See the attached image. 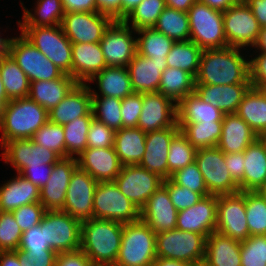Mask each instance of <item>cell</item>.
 <instances>
[{
  "label": "cell",
  "mask_w": 266,
  "mask_h": 266,
  "mask_svg": "<svg viewBox=\"0 0 266 266\" xmlns=\"http://www.w3.org/2000/svg\"><path fill=\"white\" fill-rule=\"evenodd\" d=\"M195 163L203 175L210 195H226L240 192L238 183L230 176L225 154L216 146L197 149Z\"/></svg>",
  "instance_id": "cell-11"
},
{
  "label": "cell",
  "mask_w": 266,
  "mask_h": 266,
  "mask_svg": "<svg viewBox=\"0 0 266 266\" xmlns=\"http://www.w3.org/2000/svg\"><path fill=\"white\" fill-rule=\"evenodd\" d=\"M77 83L67 74H63L58 79L30 82L28 97L49 112L65 98Z\"/></svg>",
  "instance_id": "cell-32"
},
{
  "label": "cell",
  "mask_w": 266,
  "mask_h": 266,
  "mask_svg": "<svg viewBox=\"0 0 266 266\" xmlns=\"http://www.w3.org/2000/svg\"><path fill=\"white\" fill-rule=\"evenodd\" d=\"M241 242L214 231L206 238V266H241Z\"/></svg>",
  "instance_id": "cell-30"
},
{
  "label": "cell",
  "mask_w": 266,
  "mask_h": 266,
  "mask_svg": "<svg viewBox=\"0 0 266 266\" xmlns=\"http://www.w3.org/2000/svg\"><path fill=\"white\" fill-rule=\"evenodd\" d=\"M65 13L70 12H96L95 0H61Z\"/></svg>",
  "instance_id": "cell-64"
},
{
  "label": "cell",
  "mask_w": 266,
  "mask_h": 266,
  "mask_svg": "<svg viewBox=\"0 0 266 266\" xmlns=\"http://www.w3.org/2000/svg\"><path fill=\"white\" fill-rule=\"evenodd\" d=\"M190 25V41L202 50L228 47L223 12L198 0L187 12Z\"/></svg>",
  "instance_id": "cell-5"
},
{
  "label": "cell",
  "mask_w": 266,
  "mask_h": 266,
  "mask_svg": "<svg viewBox=\"0 0 266 266\" xmlns=\"http://www.w3.org/2000/svg\"><path fill=\"white\" fill-rule=\"evenodd\" d=\"M31 140L41 147L48 148L65 158V134L63 126L48 121L37 132Z\"/></svg>",
  "instance_id": "cell-50"
},
{
  "label": "cell",
  "mask_w": 266,
  "mask_h": 266,
  "mask_svg": "<svg viewBox=\"0 0 266 266\" xmlns=\"http://www.w3.org/2000/svg\"><path fill=\"white\" fill-rule=\"evenodd\" d=\"M217 196L202 197L195 205L177 214L176 229L195 232L206 238L216 230Z\"/></svg>",
  "instance_id": "cell-21"
},
{
  "label": "cell",
  "mask_w": 266,
  "mask_h": 266,
  "mask_svg": "<svg viewBox=\"0 0 266 266\" xmlns=\"http://www.w3.org/2000/svg\"><path fill=\"white\" fill-rule=\"evenodd\" d=\"M259 138L266 144V131Z\"/></svg>",
  "instance_id": "cell-76"
},
{
  "label": "cell",
  "mask_w": 266,
  "mask_h": 266,
  "mask_svg": "<svg viewBox=\"0 0 266 266\" xmlns=\"http://www.w3.org/2000/svg\"><path fill=\"white\" fill-rule=\"evenodd\" d=\"M142 0H121V20L132 11Z\"/></svg>",
  "instance_id": "cell-71"
},
{
  "label": "cell",
  "mask_w": 266,
  "mask_h": 266,
  "mask_svg": "<svg viewBox=\"0 0 266 266\" xmlns=\"http://www.w3.org/2000/svg\"><path fill=\"white\" fill-rule=\"evenodd\" d=\"M50 249L58 253L80 249L81 222L61 210H46L39 224Z\"/></svg>",
  "instance_id": "cell-10"
},
{
  "label": "cell",
  "mask_w": 266,
  "mask_h": 266,
  "mask_svg": "<svg viewBox=\"0 0 266 266\" xmlns=\"http://www.w3.org/2000/svg\"><path fill=\"white\" fill-rule=\"evenodd\" d=\"M198 1L205 3L206 5H208L213 9L224 12L232 5H235L242 0H198Z\"/></svg>",
  "instance_id": "cell-68"
},
{
  "label": "cell",
  "mask_w": 266,
  "mask_h": 266,
  "mask_svg": "<svg viewBox=\"0 0 266 266\" xmlns=\"http://www.w3.org/2000/svg\"><path fill=\"white\" fill-rule=\"evenodd\" d=\"M127 68L133 92L152 93L158 92L162 72L167 68V63L157 62L136 53Z\"/></svg>",
  "instance_id": "cell-27"
},
{
  "label": "cell",
  "mask_w": 266,
  "mask_h": 266,
  "mask_svg": "<svg viewBox=\"0 0 266 266\" xmlns=\"http://www.w3.org/2000/svg\"><path fill=\"white\" fill-rule=\"evenodd\" d=\"M143 99L141 93L133 92L121 100L122 128L137 127L142 112Z\"/></svg>",
  "instance_id": "cell-57"
},
{
  "label": "cell",
  "mask_w": 266,
  "mask_h": 266,
  "mask_svg": "<svg viewBox=\"0 0 266 266\" xmlns=\"http://www.w3.org/2000/svg\"><path fill=\"white\" fill-rule=\"evenodd\" d=\"M92 113L94 118L114 131L122 129L121 99L99 96L92 91ZM101 97V98H100ZM99 113V114H98Z\"/></svg>",
  "instance_id": "cell-46"
},
{
  "label": "cell",
  "mask_w": 266,
  "mask_h": 266,
  "mask_svg": "<svg viewBox=\"0 0 266 266\" xmlns=\"http://www.w3.org/2000/svg\"><path fill=\"white\" fill-rule=\"evenodd\" d=\"M5 163H11L17 173L25 167L54 165L61 157L53 150L41 147L31 139H16L6 141L1 145Z\"/></svg>",
  "instance_id": "cell-18"
},
{
  "label": "cell",
  "mask_w": 266,
  "mask_h": 266,
  "mask_svg": "<svg viewBox=\"0 0 266 266\" xmlns=\"http://www.w3.org/2000/svg\"><path fill=\"white\" fill-rule=\"evenodd\" d=\"M153 28L174 42L190 41V25L186 12L166 6Z\"/></svg>",
  "instance_id": "cell-44"
},
{
  "label": "cell",
  "mask_w": 266,
  "mask_h": 266,
  "mask_svg": "<svg viewBox=\"0 0 266 266\" xmlns=\"http://www.w3.org/2000/svg\"><path fill=\"white\" fill-rule=\"evenodd\" d=\"M258 191L266 199V183Z\"/></svg>",
  "instance_id": "cell-75"
},
{
  "label": "cell",
  "mask_w": 266,
  "mask_h": 266,
  "mask_svg": "<svg viewBox=\"0 0 266 266\" xmlns=\"http://www.w3.org/2000/svg\"><path fill=\"white\" fill-rule=\"evenodd\" d=\"M178 210L171 202L168 190L161 185L140 209V219L156 234L176 229Z\"/></svg>",
  "instance_id": "cell-23"
},
{
  "label": "cell",
  "mask_w": 266,
  "mask_h": 266,
  "mask_svg": "<svg viewBox=\"0 0 266 266\" xmlns=\"http://www.w3.org/2000/svg\"><path fill=\"white\" fill-rule=\"evenodd\" d=\"M152 266H193V264L157 257Z\"/></svg>",
  "instance_id": "cell-70"
},
{
  "label": "cell",
  "mask_w": 266,
  "mask_h": 266,
  "mask_svg": "<svg viewBox=\"0 0 266 266\" xmlns=\"http://www.w3.org/2000/svg\"><path fill=\"white\" fill-rule=\"evenodd\" d=\"M114 182L119 190L141 209L163 184V179L139 165H126L122 166Z\"/></svg>",
  "instance_id": "cell-16"
},
{
  "label": "cell",
  "mask_w": 266,
  "mask_h": 266,
  "mask_svg": "<svg viewBox=\"0 0 266 266\" xmlns=\"http://www.w3.org/2000/svg\"><path fill=\"white\" fill-rule=\"evenodd\" d=\"M46 212V209L40 202L23 205L12 214L23 232L33 228L41 223V220Z\"/></svg>",
  "instance_id": "cell-55"
},
{
  "label": "cell",
  "mask_w": 266,
  "mask_h": 266,
  "mask_svg": "<svg viewBox=\"0 0 266 266\" xmlns=\"http://www.w3.org/2000/svg\"><path fill=\"white\" fill-rule=\"evenodd\" d=\"M193 266H206L204 263H201V264H196V265H193Z\"/></svg>",
  "instance_id": "cell-79"
},
{
  "label": "cell",
  "mask_w": 266,
  "mask_h": 266,
  "mask_svg": "<svg viewBox=\"0 0 266 266\" xmlns=\"http://www.w3.org/2000/svg\"><path fill=\"white\" fill-rule=\"evenodd\" d=\"M123 224L105 219L81 222L80 249L95 266H114L122 240Z\"/></svg>",
  "instance_id": "cell-2"
},
{
  "label": "cell",
  "mask_w": 266,
  "mask_h": 266,
  "mask_svg": "<svg viewBox=\"0 0 266 266\" xmlns=\"http://www.w3.org/2000/svg\"><path fill=\"white\" fill-rule=\"evenodd\" d=\"M0 266H23L19 251H0Z\"/></svg>",
  "instance_id": "cell-67"
},
{
  "label": "cell",
  "mask_w": 266,
  "mask_h": 266,
  "mask_svg": "<svg viewBox=\"0 0 266 266\" xmlns=\"http://www.w3.org/2000/svg\"><path fill=\"white\" fill-rule=\"evenodd\" d=\"M258 136L236 113L224 114L217 147L224 153L244 152Z\"/></svg>",
  "instance_id": "cell-29"
},
{
  "label": "cell",
  "mask_w": 266,
  "mask_h": 266,
  "mask_svg": "<svg viewBox=\"0 0 266 266\" xmlns=\"http://www.w3.org/2000/svg\"><path fill=\"white\" fill-rule=\"evenodd\" d=\"M43 249H50V246L45 241L44 233H42L39 225L23 232L18 251L38 253L43 252Z\"/></svg>",
  "instance_id": "cell-58"
},
{
  "label": "cell",
  "mask_w": 266,
  "mask_h": 266,
  "mask_svg": "<svg viewBox=\"0 0 266 266\" xmlns=\"http://www.w3.org/2000/svg\"><path fill=\"white\" fill-rule=\"evenodd\" d=\"M197 0H165V4L167 7L174 8L178 11L188 12L189 8L196 2Z\"/></svg>",
  "instance_id": "cell-69"
},
{
  "label": "cell",
  "mask_w": 266,
  "mask_h": 266,
  "mask_svg": "<svg viewBox=\"0 0 266 266\" xmlns=\"http://www.w3.org/2000/svg\"><path fill=\"white\" fill-rule=\"evenodd\" d=\"M37 202H40V189L19 173L0 187L2 212H12L23 205Z\"/></svg>",
  "instance_id": "cell-31"
},
{
  "label": "cell",
  "mask_w": 266,
  "mask_h": 266,
  "mask_svg": "<svg viewBox=\"0 0 266 266\" xmlns=\"http://www.w3.org/2000/svg\"><path fill=\"white\" fill-rule=\"evenodd\" d=\"M98 83L101 96L124 99L133 93L130 75L127 67L107 66L101 72L96 73L89 81Z\"/></svg>",
  "instance_id": "cell-37"
},
{
  "label": "cell",
  "mask_w": 266,
  "mask_h": 266,
  "mask_svg": "<svg viewBox=\"0 0 266 266\" xmlns=\"http://www.w3.org/2000/svg\"><path fill=\"white\" fill-rule=\"evenodd\" d=\"M202 51L193 41L174 42L170 52L167 54V67L179 68L196 77Z\"/></svg>",
  "instance_id": "cell-43"
},
{
  "label": "cell",
  "mask_w": 266,
  "mask_h": 266,
  "mask_svg": "<svg viewBox=\"0 0 266 266\" xmlns=\"http://www.w3.org/2000/svg\"><path fill=\"white\" fill-rule=\"evenodd\" d=\"M71 77L78 83L88 82L107 67L100 43H72Z\"/></svg>",
  "instance_id": "cell-26"
},
{
  "label": "cell",
  "mask_w": 266,
  "mask_h": 266,
  "mask_svg": "<svg viewBox=\"0 0 266 266\" xmlns=\"http://www.w3.org/2000/svg\"><path fill=\"white\" fill-rule=\"evenodd\" d=\"M0 77L9 100L28 97L30 80L7 51L0 57Z\"/></svg>",
  "instance_id": "cell-38"
},
{
  "label": "cell",
  "mask_w": 266,
  "mask_h": 266,
  "mask_svg": "<svg viewBox=\"0 0 266 266\" xmlns=\"http://www.w3.org/2000/svg\"><path fill=\"white\" fill-rule=\"evenodd\" d=\"M54 165L25 167L19 174L28 179L39 189H41L49 180Z\"/></svg>",
  "instance_id": "cell-62"
},
{
  "label": "cell",
  "mask_w": 266,
  "mask_h": 266,
  "mask_svg": "<svg viewBox=\"0 0 266 266\" xmlns=\"http://www.w3.org/2000/svg\"><path fill=\"white\" fill-rule=\"evenodd\" d=\"M7 50H0V57L6 52Z\"/></svg>",
  "instance_id": "cell-78"
},
{
  "label": "cell",
  "mask_w": 266,
  "mask_h": 266,
  "mask_svg": "<svg viewBox=\"0 0 266 266\" xmlns=\"http://www.w3.org/2000/svg\"><path fill=\"white\" fill-rule=\"evenodd\" d=\"M206 237L202 234L169 230L156 234V257L189 264H201L205 257Z\"/></svg>",
  "instance_id": "cell-6"
},
{
  "label": "cell",
  "mask_w": 266,
  "mask_h": 266,
  "mask_svg": "<svg viewBox=\"0 0 266 266\" xmlns=\"http://www.w3.org/2000/svg\"><path fill=\"white\" fill-rule=\"evenodd\" d=\"M156 258V233L141 219L123 224L114 266H152Z\"/></svg>",
  "instance_id": "cell-4"
},
{
  "label": "cell",
  "mask_w": 266,
  "mask_h": 266,
  "mask_svg": "<svg viewBox=\"0 0 266 266\" xmlns=\"http://www.w3.org/2000/svg\"><path fill=\"white\" fill-rule=\"evenodd\" d=\"M36 4L34 14L23 7L24 20L18 21L19 27L57 26L61 24L65 14L61 0H37Z\"/></svg>",
  "instance_id": "cell-42"
},
{
  "label": "cell",
  "mask_w": 266,
  "mask_h": 266,
  "mask_svg": "<svg viewBox=\"0 0 266 266\" xmlns=\"http://www.w3.org/2000/svg\"><path fill=\"white\" fill-rule=\"evenodd\" d=\"M196 149L179 132L170 143L168 159V179L175 171L185 168L195 161Z\"/></svg>",
  "instance_id": "cell-49"
},
{
  "label": "cell",
  "mask_w": 266,
  "mask_h": 266,
  "mask_svg": "<svg viewBox=\"0 0 266 266\" xmlns=\"http://www.w3.org/2000/svg\"><path fill=\"white\" fill-rule=\"evenodd\" d=\"M244 162L243 152L225 154L226 167L230 176L238 183L240 191H244Z\"/></svg>",
  "instance_id": "cell-59"
},
{
  "label": "cell",
  "mask_w": 266,
  "mask_h": 266,
  "mask_svg": "<svg viewBox=\"0 0 266 266\" xmlns=\"http://www.w3.org/2000/svg\"><path fill=\"white\" fill-rule=\"evenodd\" d=\"M146 133L139 127L115 131L114 149L122 166L138 165L146 151Z\"/></svg>",
  "instance_id": "cell-34"
},
{
  "label": "cell",
  "mask_w": 266,
  "mask_h": 266,
  "mask_svg": "<svg viewBox=\"0 0 266 266\" xmlns=\"http://www.w3.org/2000/svg\"><path fill=\"white\" fill-rule=\"evenodd\" d=\"M260 53L249 61L250 81L251 86L266 88V52Z\"/></svg>",
  "instance_id": "cell-61"
},
{
  "label": "cell",
  "mask_w": 266,
  "mask_h": 266,
  "mask_svg": "<svg viewBox=\"0 0 266 266\" xmlns=\"http://www.w3.org/2000/svg\"><path fill=\"white\" fill-rule=\"evenodd\" d=\"M236 114L260 137L266 131V90L250 86L245 92Z\"/></svg>",
  "instance_id": "cell-33"
},
{
  "label": "cell",
  "mask_w": 266,
  "mask_h": 266,
  "mask_svg": "<svg viewBox=\"0 0 266 266\" xmlns=\"http://www.w3.org/2000/svg\"><path fill=\"white\" fill-rule=\"evenodd\" d=\"M162 185L168 190L171 202L178 212L190 208L203 197L200 193L192 191L185 186H178L170 179L163 180Z\"/></svg>",
  "instance_id": "cell-54"
},
{
  "label": "cell",
  "mask_w": 266,
  "mask_h": 266,
  "mask_svg": "<svg viewBox=\"0 0 266 266\" xmlns=\"http://www.w3.org/2000/svg\"><path fill=\"white\" fill-rule=\"evenodd\" d=\"M114 20L100 12L65 13L61 28L71 43H100L103 33Z\"/></svg>",
  "instance_id": "cell-15"
},
{
  "label": "cell",
  "mask_w": 266,
  "mask_h": 266,
  "mask_svg": "<svg viewBox=\"0 0 266 266\" xmlns=\"http://www.w3.org/2000/svg\"><path fill=\"white\" fill-rule=\"evenodd\" d=\"M252 10L261 28L266 27V0H244Z\"/></svg>",
  "instance_id": "cell-66"
},
{
  "label": "cell",
  "mask_w": 266,
  "mask_h": 266,
  "mask_svg": "<svg viewBox=\"0 0 266 266\" xmlns=\"http://www.w3.org/2000/svg\"><path fill=\"white\" fill-rule=\"evenodd\" d=\"M8 101H9V99L7 98L6 91H5V88L3 85V81L0 77V102L3 105H5Z\"/></svg>",
  "instance_id": "cell-73"
},
{
  "label": "cell",
  "mask_w": 266,
  "mask_h": 266,
  "mask_svg": "<svg viewBox=\"0 0 266 266\" xmlns=\"http://www.w3.org/2000/svg\"><path fill=\"white\" fill-rule=\"evenodd\" d=\"M7 40L6 38H0V50H7Z\"/></svg>",
  "instance_id": "cell-74"
},
{
  "label": "cell",
  "mask_w": 266,
  "mask_h": 266,
  "mask_svg": "<svg viewBox=\"0 0 266 266\" xmlns=\"http://www.w3.org/2000/svg\"><path fill=\"white\" fill-rule=\"evenodd\" d=\"M7 52L25 72L30 82L58 79L64 74L22 34L8 38Z\"/></svg>",
  "instance_id": "cell-9"
},
{
  "label": "cell",
  "mask_w": 266,
  "mask_h": 266,
  "mask_svg": "<svg viewBox=\"0 0 266 266\" xmlns=\"http://www.w3.org/2000/svg\"><path fill=\"white\" fill-rule=\"evenodd\" d=\"M140 37H136L137 54L151 58L157 62H166L174 41L157 31L153 27L142 28L135 31Z\"/></svg>",
  "instance_id": "cell-39"
},
{
  "label": "cell",
  "mask_w": 266,
  "mask_h": 266,
  "mask_svg": "<svg viewBox=\"0 0 266 266\" xmlns=\"http://www.w3.org/2000/svg\"><path fill=\"white\" fill-rule=\"evenodd\" d=\"M142 112L137 127L144 133L173 126L177 122V104L159 92L143 93Z\"/></svg>",
  "instance_id": "cell-19"
},
{
  "label": "cell",
  "mask_w": 266,
  "mask_h": 266,
  "mask_svg": "<svg viewBox=\"0 0 266 266\" xmlns=\"http://www.w3.org/2000/svg\"><path fill=\"white\" fill-rule=\"evenodd\" d=\"M180 132L177 122L168 128L146 133V151L138 164L157 174L163 180L168 179V155L171 140Z\"/></svg>",
  "instance_id": "cell-20"
},
{
  "label": "cell",
  "mask_w": 266,
  "mask_h": 266,
  "mask_svg": "<svg viewBox=\"0 0 266 266\" xmlns=\"http://www.w3.org/2000/svg\"><path fill=\"white\" fill-rule=\"evenodd\" d=\"M216 230L237 241L250 236L246 219L245 191L217 196Z\"/></svg>",
  "instance_id": "cell-13"
},
{
  "label": "cell",
  "mask_w": 266,
  "mask_h": 266,
  "mask_svg": "<svg viewBox=\"0 0 266 266\" xmlns=\"http://www.w3.org/2000/svg\"><path fill=\"white\" fill-rule=\"evenodd\" d=\"M21 34L50 59L64 74L71 76L72 43L60 25L20 27Z\"/></svg>",
  "instance_id": "cell-7"
},
{
  "label": "cell",
  "mask_w": 266,
  "mask_h": 266,
  "mask_svg": "<svg viewBox=\"0 0 266 266\" xmlns=\"http://www.w3.org/2000/svg\"><path fill=\"white\" fill-rule=\"evenodd\" d=\"M97 184L92 176L77 167L71 176L61 211L80 222L92 219L93 198Z\"/></svg>",
  "instance_id": "cell-17"
},
{
  "label": "cell",
  "mask_w": 266,
  "mask_h": 266,
  "mask_svg": "<svg viewBox=\"0 0 266 266\" xmlns=\"http://www.w3.org/2000/svg\"><path fill=\"white\" fill-rule=\"evenodd\" d=\"M77 167L76 157L60 158L54 164L49 180L40 189V203L46 210L63 208L71 176Z\"/></svg>",
  "instance_id": "cell-22"
},
{
  "label": "cell",
  "mask_w": 266,
  "mask_h": 266,
  "mask_svg": "<svg viewBox=\"0 0 266 266\" xmlns=\"http://www.w3.org/2000/svg\"><path fill=\"white\" fill-rule=\"evenodd\" d=\"M19 252L23 266H55L57 253L51 249H43V252L38 253Z\"/></svg>",
  "instance_id": "cell-60"
},
{
  "label": "cell",
  "mask_w": 266,
  "mask_h": 266,
  "mask_svg": "<svg viewBox=\"0 0 266 266\" xmlns=\"http://www.w3.org/2000/svg\"><path fill=\"white\" fill-rule=\"evenodd\" d=\"M92 110L83 117L63 125L65 134V158L79 156L87 148V134L92 119Z\"/></svg>",
  "instance_id": "cell-45"
},
{
  "label": "cell",
  "mask_w": 266,
  "mask_h": 266,
  "mask_svg": "<svg viewBox=\"0 0 266 266\" xmlns=\"http://www.w3.org/2000/svg\"><path fill=\"white\" fill-rule=\"evenodd\" d=\"M115 131L104 123L92 119L87 134V148H107L114 146Z\"/></svg>",
  "instance_id": "cell-56"
},
{
  "label": "cell",
  "mask_w": 266,
  "mask_h": 266,
  "mask_svg": "<svg viewBox=\"0 0 266 266\" xmlns=\"http://www.w3.org/2000/svg\"><path fill=\"white\" fill-rule=\"evenodd\" d=\"M129 25L114 20L103 33L100 45L109 67H127L137 53L136 38L132 37Z\"/></svg>",
  "instance_id": "cell-14"
},
{
  "label": "cell",
  "mask_w": 266,
  "mask_h": 266,
  "mask_svg": "<svg viewBox=\"0 0 266 266\" xmlns=\"http://www.w3.org/2000/svg\"><path fill=\"white\" fill-rule=\"evenodd\" d=\"M97 12L110 16L113 20H121V0H95Z\"/></svg>",
  "instance_id": "cell-65"
},
{
  "label": "cell",
  "mask_w": 266,
  "mask_h": 266,
  "mask_svg": "<svg viewBox=\"0 0 266 266\" xmlns=\"http://www.w3.org/2000/svg\"><path fill=\"white\" fill-rule=\"evenodd\" d=\"M180 132L197 150L216 147L222 131V122L177 123Z\"/></svg>",
  "instance_id": "cell-41"
},
{
  "label": "cell",
  "mask_w": 266,
  "mask_h": 266,
  "mask_svg": "<svg viewBox=\"0 0 266 266\" xmlns=\"http://www.w3.org/2000/svg\"><path fill=\"white\" fill-rule=\"evenodd\" d=\"M76 159L78 167L97 182L114 181L122 168L114 147L86 148Z\"/></svg>",
  "instance_id": "cell-24"
},
{
  "label": "cell",
  "mask_w": 266,
  "mask_h": 266,
  "mask_svg": "<svg viewBox=\"0 0 266 266\" xmlns=\"http://www.w3.org/2000/svg\"><path fill=\"white\" fill-rule=\"evenodd\" d=\"M195 84H251L249 61L240 54L239 48L205 49L201 53Z\"/></svg>",
  "instance_id": "cell-1"
},
{
  "label": "cell",
  "mask_w": 266,
  "mask_h": 266,
  "mask_svg": "<svg viewBox=\"0 0 266 266\" xmlns=\"http://www.w3.org/2000/svg\"><path fill=\"white\" fill-rule=\"evenodd\" d=\"M254 47L261 52H266V27L261 28L259 38Z\"/></svg>",
  "instance_id": "cell-72"
},
{
  "label": "cell",
  "mask_w": 266,
  "mask_h": 266,
  "mask_svg": "<svg viewBox=\"0 0 266 266\" xmlns=\"http://www.w3.org/2000/svg\"><path fill=\"white\" fill-rule=\"evenodd\" d=\"M22 234L12 212L0 211V251H18Z\"/></svg>",
  "instance_id": "cell-52"
},
{
  "label": "cell",
  "mask_w": 266,
  "mask_h": 266,
  "mask_svg": "<svg viewBox=\"0 0 266 266\" xmlns=\"http://www.w3.org/2000/svg\"><path fill=\"white\" fill-rule=\"evenodd\" d=\"M165 7V0H142L122 21L126 25H129L131 21L132 25L130 27L135 31L142 28H151L154 27Z\"/></svg>",
  "instance_id": "cell-47"
},
{
  "label": "cell",
  "mask_w": 266,
  "mask_h": 266,
  "mask_svg": "<svg viewBox=\"0 0 266 266\" xmlns=\"http://www.w3.org/2000/svg\"><path fill=\"white\" fill-rule=\"evenodd\" d=\"M251 84L205 85L195 84L194 92L199 98L223 114L236 113L238 106Z\"/></svg>",
  "instance_id": "cell-28"
},
{
  "label": "cell",
  "mask_w": 266,
  "mask_h": 266,
  "mask_svg": "<svg viewBox=\"0 0 266 266\" xmlns=\"http://www.w3.org/2000/svg\"><path fill=\"white\" fill-rule=\"evenodd\" d=\"M92 110L91 88L86 83H77L65 98L51 111L49 121L65 125L75 118L86 116Z\"/></svg>",
  "instance_id": "cell-25"
},
{
  "label": "cell",
  "mask_w": 266,
  "mask_h": 266,
  "mask_svg": "<svg viewBox=\"0 0 266 266\" xmlns=\"http://www.w3.org/2000/svg\"><path fill=\"white\" fill-rule=\"evenodd\" d=\"M169 179L178 186H185L192 191L200 193L203 197L210 195L205 185L203 175L198 169L195 161L185 168L175 171L171 174Z\"/></svg>",
  "instance_id": "cell-53"
},
{
  "label": "cell",
  "mask_w": 266,
  "mask_h": 266,
  "mask_svg": "<svg viewBox=\"0 0 266 266\" xmlns=\"http://www.w3.org/2000/svg\"><path fill=\"white\" fill-rule=\"evenodd\" d=\"M224 114L193 92L177 103V123L222 122Z\"/></svg>",
  "instance_id": "cell-36"
},
{
  "label": "cell",
  "mask_w": 266,
  "mask_h": 266,
  "mask_svg": "<svg viewBox=\"0 0 266 266\" xmlns=\"http://www.w3.org/2000/svg\"><path fill=\"white\" fill-rule=\"evenodd\" d=\"M245 209L250 236L266 235V199L259 191H245Z\"/></svg>",
  "instance_id": "cell-48"
},
{
  "label": "cell",
  "mask_w": 266,
  "mask_h": 266,
  "mask_svg": "<svg viewBox=\"0 0 266 266\" xmlns=\"http://www.w3.org/2000/svg\"><path fill=\"white\" fill-rule=\"evenodd\" d=\"M223 21L228 46L239 49L255 46L261 26L244 0L224 11Z\"/></svg>",
  "instance_id": "cell-12"
},
{
  "label": "cell",
  "mask_w": 266,
  "mask_h": 266,
  "mask_svg": "<svg viewBox=\"0 0 266 266\" xmlns=\"http://www.w3.org/2000/svg\"><path fill=\"white\" fill-rule=\"evenodd\" d=\"M3 108H4V105L0 102V122L2 119Z\"/></svg>",
  "instance_id": "cell-77"
},
{
  "label": "cell",
  "mask_w": 266,
  "mask_h": 266,
  "mask_svg": "<svg viewBox=\"0 0 266 266\" xmlns=\"http://www.w3.org/2000/svg\"><path fill=\"white\" fill-rule=\"evenodd\" d=\"M48 121V111L29 97L9 100L0 122L1 145L16 139H31Z\"/></svg>",
  "instance_id": "cell-3"
},
{
  "label": "cell",
  "mask_w": 266,
  "mask_h": 266,
  "mask_svg": "<svg viewBox=\"0 0 266 266\" xmlns=\"http://www.w3.org/2000/svg\"><path fill=\"white\" fill-rule=\"evenodd\" d=\"M241 266H266V235L249 236L241 242Z\"/></svg>",
  "instance_id": "cell-51"
},
{
  "label": "cell",
  "mask_w": 266,
  "mask_h": 266,
  "mask_svg": "<svg viewBox=\"0 0 266 266\" xmlns=\"http://www.w3.org/2000/svg\"><path fill=\"white\" fill-rule=\"evenodd\" d=\"M195 90V77L179 68L167 67L161 76L158 92L178 103Z\"/></svg>",
  "instance_id": "cell-40"
},
{
  "label": "cell",
  "mask_w": 266,
  "mask_h": 266,
  "mask_svg": "<svg viewBox=\"0 0 266 266\" xmlns=\"http://www.w3.org/2000/svg\"><path fill=\"white\" fill-rule=\"evenodd\" d=\"M55 266H95V265L81 249H78L76 251L58 253L56 256Z\"/></svg>",
  "instance_id": "cell-63"
},
{
  "label": "cell",
  "mask_w": 266,
  "mask_h": 266,
  "mask_svg": "<svg viewBox=\"0 0 266 266\" xmlns=\"http://www.w3.org/2000/svg\"><path fill=\"white\" fill-rule=\"evenodd\" d=\"M93 218L127 224L140 219V209L114 181L98 182L93 198Z\"/></svg>",
  "instance_id": "cell-8"
},
{
  "label": "cell",
  "mask_w": 266,
  "mask_h": 266,
  "mask_svg": "<svg viewBox=\"0 0 266 266\" xmlns=\"http://www.w3.org/2000/svg\"><path fill=\"white\" fill-rule=\"evenodd\" d=\"M243 154L244 191H258L266 183V144L258 137Z\"/></svg>",
  "instance_id": "cell-35"
}]
</instances>
